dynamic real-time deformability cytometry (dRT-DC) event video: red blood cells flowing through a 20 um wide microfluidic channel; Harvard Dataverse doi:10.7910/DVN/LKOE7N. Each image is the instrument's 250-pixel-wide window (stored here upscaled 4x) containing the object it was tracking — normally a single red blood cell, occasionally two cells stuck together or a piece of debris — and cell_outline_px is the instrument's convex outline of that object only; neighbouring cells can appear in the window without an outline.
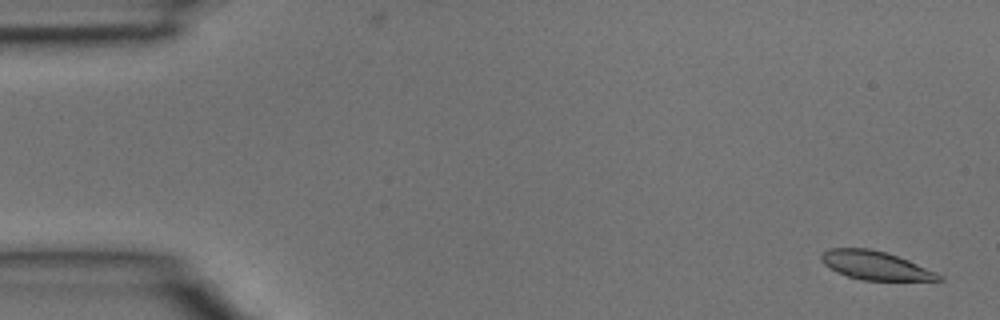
{"species": "common noctule bat (a hibernating species)", "species_latin": "Nyctalus noctula", "temperature_condition": "room temperature", "stored_images_in_passage": 4, "camera_frame_rate_fps": 3000, "um_per_image_px": 0.085, "animal": {"sex": "male", "body_mass_g": 15.6}, "frame": {"image": 1, "passage_image": 1, "time_ms": 0.0, "image_size_px": [1000, 320], "cell_outline_px": [[944, 280], [864, 280], [848, 276], [836, 272], [824, 264], [820, 260], [820, 256], [828, 248], [868, 248], [884, 252], [908, 260], [936, 272], [944, 276]], "centroid_in_image_um": [74.39, 22.56], "position_along_channel_um": 10.6, "area_um2": 19.36}}
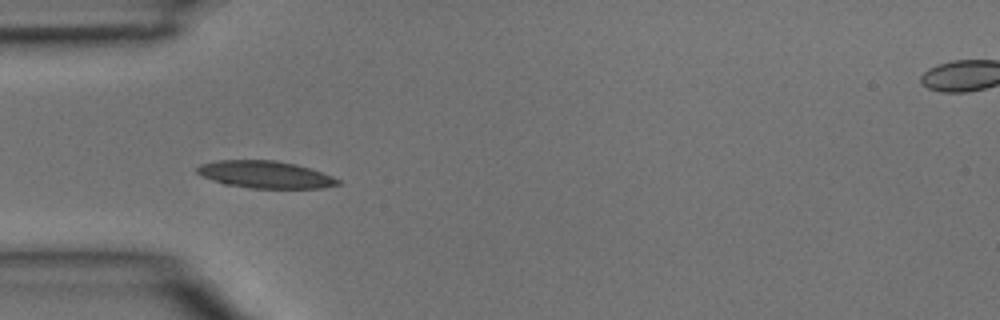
{"frame": {"image": 2, "passage_image": 4, "time_ms": 1.0, "image_size_px": [1000, 320], "cell_outline_px": [[340, 184], [320, 188], [252, 188], [224, 184], [212, 180], [196, 172], [196, 168], [200, 164], [216, 160], [272, 160], [296, 164], [332, 176], [340, 180]], "centroid_in_image_um": [22.52, 14.83], "position_along_channel_um": 62.5, "area_um2": 22.14}}